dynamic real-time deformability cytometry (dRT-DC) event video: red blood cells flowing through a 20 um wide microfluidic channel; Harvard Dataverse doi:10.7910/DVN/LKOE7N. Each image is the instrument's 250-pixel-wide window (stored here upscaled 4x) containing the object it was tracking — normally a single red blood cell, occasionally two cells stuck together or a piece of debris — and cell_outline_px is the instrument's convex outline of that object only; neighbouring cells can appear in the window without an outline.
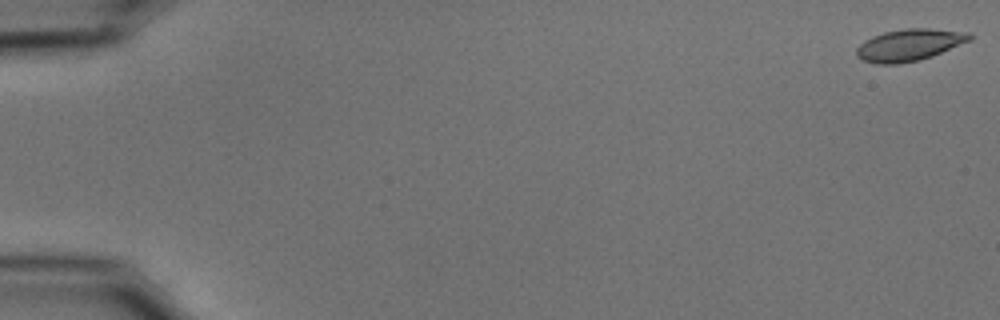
{"species": "common noctule bat (a hibernating species)", "species_latin": "Nyctalus noctula", "temperature_condition": "cold", "stored_images_in_passage": 55, "camera_frame_rate_fps": 3000, "um_per_image_px": 0.085, "animal": {"sex": "male", "body_mass_g": 15.6}, "frame": {"image": 1, "passage_image": 1, "time_ms": 0.0, "image_size_px": [1000, 320], "cell_outline_px": [[972, 40], [932, 56], [900, 64], [876, 64], [864, 60], [856, 56], [856, 48], [864, 40], [872, 36], [884, 32], [904, 28], [928, 28], [972, 32]], "centroid_in_image_um": [77.31, 3.81], "position_along_channel_um": 7.7, "area_um2": 21.15}}
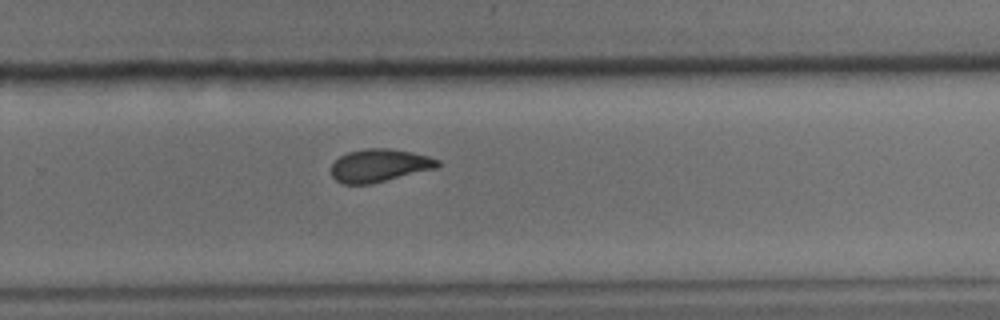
{"frame": {"image": 2, "passage_image": 37, "time_ms": 12.0, "image_size_px": [1000, 320], "cell_outline_px": [[440, 164], [436, 168], [372, 184], [344, 184], [336, 180], [332, 176], [332, 164], [340, 156], [348, 152], [368, 148], [388, 148], [412, 152], [428, 156], [440, 160]], "centroid_in_image_um": [32.26, 14.07], "position_along_channel_um": 297.5, "area_um2": 20.35}}
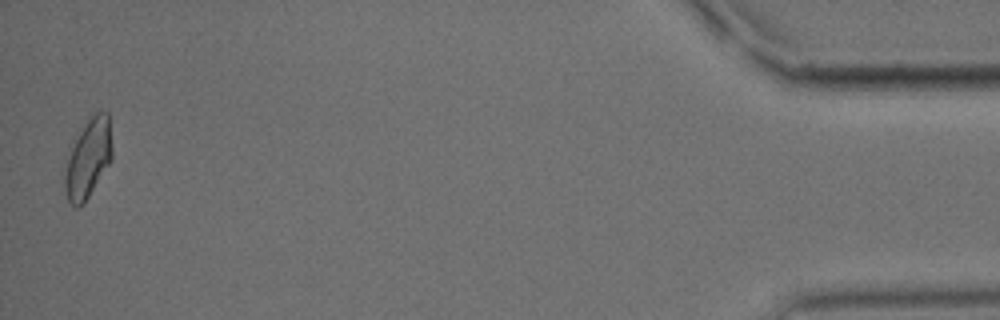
{"frame": {"image": 3, "passage_image": 54, "time_ms": 17.667, "image_size_px": [1000, 320], "cell_outline_px": [[112, 160], [84, 204], [80, 208], [76, 208], [68, 200], [64, 188], [64, 176], [68, 160], [76, 132], [92, 112], [100, 108], [108, 112], [112, 148]], "centroid_in_image_um": [7.51, 13.41], "position_along_channel_um": 427.7, "area_um2": 22.31}}